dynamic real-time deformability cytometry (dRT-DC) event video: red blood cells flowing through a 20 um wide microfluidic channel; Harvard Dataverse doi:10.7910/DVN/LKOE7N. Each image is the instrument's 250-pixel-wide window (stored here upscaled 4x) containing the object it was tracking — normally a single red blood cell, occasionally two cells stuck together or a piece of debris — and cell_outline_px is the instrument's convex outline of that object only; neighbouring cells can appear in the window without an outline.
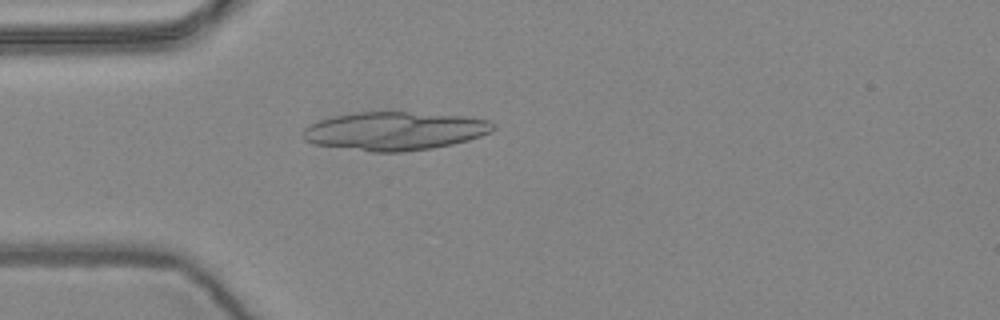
{"species": "common noctule bat (a hibernating species)", "species_latin": "Nyctalus noctula", "temperature_condition": "warm", "stored_images_in_passage": 5, "camera_frame_rate_fps": 3000, "um_per_image_px": 0.085, "animal": {"sex": "female", "body_mass_g": 24.6, "forearm_length_mm": 56.2}, "frame": {"image": 1, "passage_image": 5, "time_ms": 1.333, "image_size_px": [1000, 320], "cell_outline_px": [[496, 128], [492, 132], [468, 140], [452, 144], [432, 148], [400, 152], [372, 152], [316, 144], [304, 140], [304, 128], [320, 120], [332, 116], [356, 112], [408, 112], [468, 116], [488, 120], [496, 124]], "centroid_in_image_um": [33.6, 11.13], "position_along_channel_um": 51.4, "area_um2": 42.54}}